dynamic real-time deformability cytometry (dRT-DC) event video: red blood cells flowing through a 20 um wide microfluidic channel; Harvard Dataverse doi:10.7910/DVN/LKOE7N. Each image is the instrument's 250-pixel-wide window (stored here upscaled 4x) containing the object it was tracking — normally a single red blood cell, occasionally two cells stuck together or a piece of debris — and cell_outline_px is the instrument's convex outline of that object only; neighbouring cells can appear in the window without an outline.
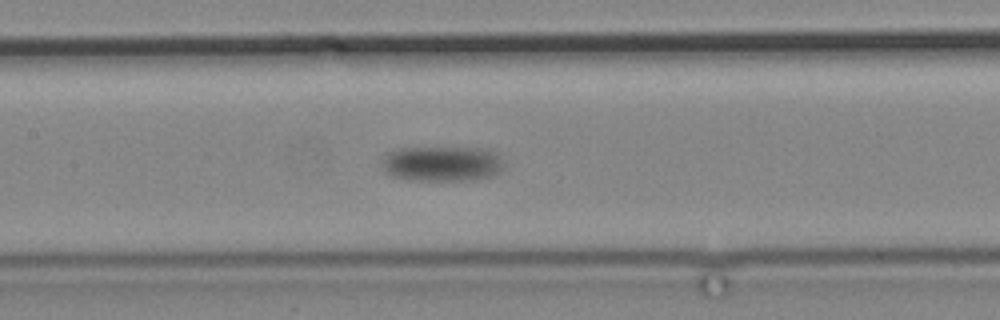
{"species": "common noctule bat (a hibernating species)", "species_latin": "Nyctalus noctula", "temperature_condition": "cold", "stored_images_in_passage": 15, "camera_frame_rate_fps": 3000, "um_per_image_px": 0.085, "animal": {"sex": "male", "body_mass_g": 19.2, "forearm_length_mm": 51.8}, "frame": {"image": 1, "passage_image": 15, "time_ms": 17.667, "image_size_px": [1000, 320], "cell_outline_px": [[504, 164], [492, 176], [468, 180], [412, 180], [392, 176], [384, 172], [380, 164], [384, 156], [388, 152], [396, 148], [484, 148], [496, 152]], "centroid_in_image_um": [37.51, 13.91], "position_along_channel_um": 169.9, "area_um2": 25.09}}